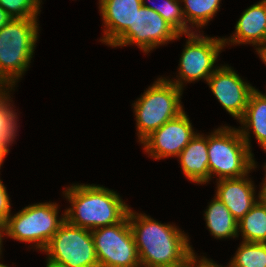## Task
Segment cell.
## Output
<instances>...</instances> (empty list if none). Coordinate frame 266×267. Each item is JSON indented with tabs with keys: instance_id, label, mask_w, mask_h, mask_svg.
Wrapping results in <instances>:
<instances>
[{
	"instance_id": "6da1fadb",
	"label": "cell",
	"mask_w": 266,
	"mask_h": 267,
	"mask_svg": "<svg viewBox=\"0 0 266 267\" xmlns=\"http://www.w3.org/2000/svg\"><path fill=\"white\" fill-rule=\"evenodd\" d=\"M128 220L142 267H161L183 260L193 249L188 236L170 224H161L129 209Z\"/></svg>"
},
{
	"instance_id": "7a4b0ae2",
	"label": "cell",
	"mask_w": 266,
	"mask_h": 267,
	"mask_svg": "<svg viewBox=\"0 0 266 267\" xmlns=\"http://www.w3.org/2000/svg\"><path fill=\"white\" fill-rule=\"evenodd\" d=\"M63 193L72 204L65 219L90 231L121 222L130 209L115 191L98 185L76 184Z\"/></svg>"
},
{
	"instance_id": "3957f363",
	"label": "cell",
	"mask_w": 266,
	"mask_h": 267,
	"mask_svg": "<svg viewBox=\"0 0 266 267\" xmlns=\"http://www.w3.org/2000/svg\"><path fill=\"white\" fill-rule=\"evenodd\" d=\"M37 19H10L0 29V79L12 90L31 63L38 39Z\"/></svg>"
},
{
	"instance_id": "277c9868",
	"label": "cell",
	"mask_w": 266,
	"mask_h": 267,
	"mask_svg": "<svg viewBox=\"0 0 266 267\" xmlns=\"http://www.w3.org/2000/svg\"><path fill=\"white\" fill-rule=\"evenodd\" d=\"M209 180L213 174L219 179L241 178L256 168L253 154L239 129L228 126L216 129L208 136Z\"/></svg>"
},
{
	"instance_id": "5b68a950",
	"label": "cell",
	"mask_w": 266,
	"mask_h": 267,
	"mask_svg": "<svg viewBox=\"0 0 266 267\" xmlns=\"http://www.w3.org/2000/svg\"><path fill=\"white\" fill-rule=\"evenodd\" d=\"M182 89L165 78H158L134 103L139 142L164 123L179 116Z\"/></svg>"
},
{
	"instance_id": "8992f818",
	"label": "cell",
	"mask_w": 266,
	"mask_h": 267,
	"mask_svg": "<svg viewBox=\"0 0 266 267\" xmlns=\"http://www.w3.org/2000/svg\"><path fill=\"white\" fill-rule=\"evenodd\" d=\"M58 219V205L39 203L24 207L4 222L5 234L18 241L36 243L43 250L66 220L65 213Z\"/></svg>"
},
{
	"instance_id": "52a82bcc",
	"label": "cell",
	"mask_w": 266,
	"mask_h": 267,
	"mask_svg": "<svg viewBox=\"0 0 266 267\" xmlns=\"http://www.w3.org/2000/svg\"><path fill=\"white\" fill-rule=\"evenodd\" d=\"M47 261L62 267H99L94 241L89 229L65 220L42 250Z\"/></svg>"
},
{
	"instance_id": "ba28073f",
	"label": "cell",
	"mask_w": 266,
	"mask_h": 267,
	"mask_svg": "<svg viewBox=\"0 0 266 267\" xmlns=\"http://www.w3.org/2000/svg\"><path fill=\"white\" fill-rule=\"evenodd\" d=\"M91 234L99 267H141L128 216Z\"/></svg>"
},
{
	"instance_id": "9c48e42d",
	"label": "cell",
	"mask_w": 266,
	"mask_h": 267,
	"mask_svg": "<svg viewBox=\"0 0 266 267\" xmlns=\"http://www.w3.org/2000/svg\"><path fill=\"white\" fill-rule=\"evenodd\" d=\"M190 33L187 34L188 40L180 58L179 77L178 80H173L180 89H183V81L192 82L199 79L208 81V78L216 70L214 64L217 61L219 52L223 49V38L203 37Z\"/></svg>"
},
{
	"instance_id": "30bf717a",
	"label": "cell",
	"mask_w": 266,
	"mask_h": 267,
	"mask_svg": "<svg viewBox=\"0 0 266 267\" xmlns=\"http://www.w3.org/2000/svg\"><path fill=\"white\" fill-rule=\"evenodd\" d=\"M180 36L181 34L156 11L142 5L135 15L133 26H130L111 46L136 44L146 53Z\"/></svg>"
},
{
	"instance_id": "8fae6325",
	"label": "cell",
	"mask_w": 266,
	"mask_h": 267,
	"mask_svg": "<svg viewBox=\"0 0 266 267\" xmlns=\"http://www.w3.org/2000/svg\"><path fill=\"white\" fill-rule=\"evenodd\" d=\"M195 136L188 115L184 111L153 131L141 144L144 145L146 153L159 160L171 156L178 157Z\"/></svg>"
},
{
	"instance_id": "7c38bea8",
	"label": "cell",
	"mask_w": 266,
	"mask_h": 267,
	"mask_svg": "<svg viewBox=\"0 0 266 267\" xmlns=\"http://www.w3.org/2000/svg\"><path fill=\"white\" fill-rule=\"evenodd\" d=\"M207 83L223 108L240 120L244 115L250 94L255 88L244 82L231 67L225 65L217 67Z\"/></svg>"
},
{
	"instance_id": "4fadbf2b",
	"label": "cell",
	"mask_w": 266,
	"mask_h": 267,
	"mask_svg": "<svg viewBox=\"0 0 266 267\" xmlns=\"http://www.w3.org/2000/svg\"><path fill=\"white\" fill-rule=\"evenodd\" d=\"M141 6L142 0H99V11L106 27L101 41L111 46L133 26Z\"/></svg>"
},
{
	"instance_id": "5bb4252c",
	"label": "cell",
	"mask_w": 266,
	"mask_h": 267,
	"mask_svg": "<svg viewBox=\"0 0 266 267\" xmlns=\"http://www.w3.org/2000/svg\"><path fill=\"white\" fill-rule=\"evenodd\" d=\"M220 179L216 197L220 199L233 217L239 221L258 202L252 181L246 178Z\"/></svg>"
},
{
	"instance_id": "9a60e30c",
	"label": "cell",
	"mask_w": 266,
	"mask_h": 267,
	"mask_svg": "<svg viewBox=\"0 0 266 267\" xmlns=\"http://www.w3.org/2000/svg\"><path fill=\"white\" fill-rule=\"evenodd\" d=\"M226 43L253 44L260 50L266 45V0H262L246 9L235 26L231 39L223 38Z\"/></svg>"
},
{
	"instance_id": "2e32d148",
	"label": "cell",
	"mask_w": 266,
	"mask_h": 267,
	"mask_svg": "<svg viewBox=\"0 0 266 267\" xmlns=\"http://www.w3.org/2000/svg\"><path fill=\"white\" fill-rule=\"evenodd\" d=\"M178 158L181 169L188 180L195 183H208V136L197 134L182 150Z\"/></svg>"
},
{
	"instance_id": "e0dca14e",
	"label": "cell",
	"mask_w": 266,
	"mask_h": 267,
	"mask_svg": "<svg viewBox=\"0 0 266 267\" xmlns=\"http://www.w3.org/2000/svg\"><path fill=\"white\" fill-rule=\"evenodd\" d=\"M241 125L243 124L242 130L239 129L242 138L249 147V129H253L256 139L263 149L266 148V95L254 89L249 97L247 107L244 115L239 120ZM245 128V129H244ZM248 128V129H246Z\"/></svg>"
},
{
	"instance_id": "ac0fdd59",
	"label": "cell",
	"mask_w": 266,
	"mask_h": 267,
	"mask_svg": "<svg viewBox=\"0 0 266 267\" xmlns=\"http://www.w3.org/2000/svg\"><path fill=\"white\" fill-rule=\"evenodd\" d=\"M204 216L210 234L215 238L238 237V221L216 196L210 202Z\"/></svg>"
},
{
	"instance_id": "d6986e66",
	"label": "cell",
	"mask_w": 266,
	"mask_h": 267,
	"mask_svg": "<svg viewBox=\"0 0 266 267\" xmlns=\"http://www.w3.org/2000/svg\"><path fill=\"white\" fill-rule=\"evenodd\" d=\"M243 241L266 243V203L259 201L237 223Z\"/></svg>"
},
{
	"instance_id": "ffe728a7",
	"label": "cell",
	"mask_w": 266,
	"mask_h": 267,
	"mask_svg": "<svg viewBox=\"0 0 266 267\" xmlns=\"http://www.w3.org/2000/svg\"><path fill=\"white\" fill-rule=\"evenodd\" d=\"M221 0H182L185 8L183 14L186 20V34L193 33L188 27V22L192 26L202 27L209 22L210 19L219 10ZM195 24V25H194Z\"/></svg>"
},
{
	"instance_id": "44dd1931",
	"label": "cell",
	"mask_w": 266,
	"mask_h": 267,
	"mask_svg": "<svg viewBox=\"0 0 266 267\" xmlns=\"http://www.w3.org/2000/svg\"><path fill=\"white\" fill-rule=\"evenodd\" d=\"M229 267H266V243L242 241Z\"/></svg>"
},
{
	"instance_id": "7402d4cb",
	"label": "cell",
	"mask_w": 266,
	"mask_h": 267,
	"mask_svg": "<svg viewBox=\"0 0 266 267\" xmlns=\"http://www.w3.org/2000/svg\"><path fill=\"white\" fill-rule=\"evenodd\" d=\"M5 93L0 97V147L7 153L17 131V115L10 107V96ZM9 102V103H8Z\"/></svg>"
},
{
	"instance_id": "603a6c76",
	"label": "cell",
	"mask_w": 266,
	"mask_h": 267,
	"mask_svg": "<svg viewBox=\"0 0 266 267\" xmlns=\"http://www.w3.org/2000/svg\"><path fill=\"white\" fill-rule=\"evenodd\" d=\"M164 3L158 6L147 5L142 0V5L156 11L165 21L179 33L186 35V20L183 14V7L179 6L181 0H163ZM182 8V9H181Z\"/></svg>"
},
{
	"instance_id": "cb8c5ba5",
	"label": "cell",
	"mask_w": 266,
	"mask_h": 267,
	"mask_svg": "<svg viewBox=\"0 0 266 267\" xmlns=\"http://www.w3.org/2000/svg\"><path fill=\"white\" fill-rule=\"evenodd\" d=\"M40 0H0V6L14 18L37 19L40 12Z\"/></svg>"
},
{
	"instance_id": "d4e9b609",
	"label": "cell",
	"mask_w": 266,
	"mask_h": 267,
	"mask_svg": "<svg viewBox=\"0 0 266 267\" xmlns=\"http://www.w3.org/2000/svg\"><path fill=\"white\" fill-rule=\"evenodd\" d=\"M9 199L6 187L2 184V180H0V220L3 222L11 216V205Z\"/></svg>"
},
{
	"instance_id": "484cf974",
	"label": "cell",
	"mask_w": 266,
	"mask_h": 267,
	"mask_svg": "<svg viewBox=\"0 0 266 267\" xmlns=\"http://www.w3.org/2000/svg\"><path fill=\"white\" fill-rule=\"evenodd\" d=\"M198 261V262H197ZM161 267H200V261L192 250L183 260L178 263Z\"/></svg>"
},
{
	"instance_id": "4316f807",
	"label": "cell",
	"mask_w": 266,
	"mask_h": 267,
	"mask_svg": "<svg viewBox=\"0 0 266 267\" xmlns=\"http://www.w3.org/2000/svg\"><path fill=\"white\" fill-rule=\"evenodd\" d=\"M11 19L7 12L0 6V29Z\"/></svg>"
},
{
	"instance_id": "83f0119b",
	"label": "cell",
	"mask_w": 266,
	"mask_h": 267,
	"mask_svg": "<svg viewBox=\"0 0 266 267\" xmlns=\"http://www.w3.org/2000/svg\"><path fill=\"white\" fill-rule=\"evenodd\" d=\"M200 260V267H223V266H218L216 263H213L212 260H208L207 258H203ZM228 267V266H227Z\"/></svg>"
},
{
	"instance_id": "f1b7e54d",
	"label": "cell",
	"mask_w": 266,
	"mask_h": 267,
	"mask_svg": "<svg viewBox=\"0 0 266 267\" xmlns=\"http://www.w3.org/2000/svg\"><path fill=\"white\" fill-rule=\"evenodd\" d=\"M259 197L264 203H266V176H265V179H264V183H263V186L261 188V191L260 193L258 194Z\"/></svg>"
},
{
	"instance_id": "f546056e",
	"label": "cell",
	"mask_w": 266,
	"mask_h": 267,
	"mask_svg": "<svg viewBox=\"0 0 266 267\" xmlns=\"http://www.w3.org/2000/svg\"><path fill=\"white\" fill-rule=\"evenodd\" d=\"M260 58L263 60V62L266 64V45L263 46L260 50L257 51Z\"/></svg>"
},
{
	"instance_id": "4dcf8cb0",
	"label": "cell",
	"mask_w": 266,
	"mask_h": 267,
	"mask_svg": "<svg viewBox=\"0 0 266 267\" xmlns=\"http://www.w3.org/2000/svg\"><path fill=\"white\" fill-rule=\"evenodd\" d=\"M3 232H5V230H4V222L2 221V220H0V256H1V246H2V240H3V235L5 234V233H3Z\"/></svg>"
},
{
	"instance_id": "1f68e13d",
	"label": "cell",
	"mask_w": 266,
	"mask_h": 267,
	"mask_svg": "<svg viewBox=\"0 0 266 267\" xmlns=\"http://www.w3.org/2000/svg\"><path fill=\"white\" fill-rule=\"evenodd\" d=\"M4 87H6V85H5V83L0 79V97L3 96L6 92L9 93V91H6Z\"/></svg>"
},
{
	"instance_id": "d6a6232c",
	"label": "cell",
	"mask_w": 266,
	"mask_h": 267,
	"mask_svg": "<svg viewBox=\"0 0 266 267\" xmlns=\"http://www.w3.org/2000/svg\"><path fill=\"white\" fill-rule=\"evenodd\" d=\"M6 155H8V153L0 147V168Z\"/></svg>"
},
{
	"instance_id": "836d02e7",
	"label": "cell",
	"mask_w": 266,
	"mask_h": 267,
	"mask_svg": "<svg viewBox=\"0 0 266 267\" xmlns=\"http://www.w3.org/2000/svg\"><path fill=\"white\" fill-rule=\"evenodd\" d=\"M46 267H62L47 261Z\"/></svg>"
},
{
	"instance_id": "e575fe53",
	"label": "cell",
	"mask_w": 266,
	"mask_h": 267,
	"mask_svg": "<svg viewBox=\"0 0 266 267\" xmlns=\"http://www.w3.org/2000/svg\"><path fill=\"white\" fill-rule=\"evenodd\" d=\"M0 267H8V266L0 263Z\"/></svg>"
}]
</instances>
